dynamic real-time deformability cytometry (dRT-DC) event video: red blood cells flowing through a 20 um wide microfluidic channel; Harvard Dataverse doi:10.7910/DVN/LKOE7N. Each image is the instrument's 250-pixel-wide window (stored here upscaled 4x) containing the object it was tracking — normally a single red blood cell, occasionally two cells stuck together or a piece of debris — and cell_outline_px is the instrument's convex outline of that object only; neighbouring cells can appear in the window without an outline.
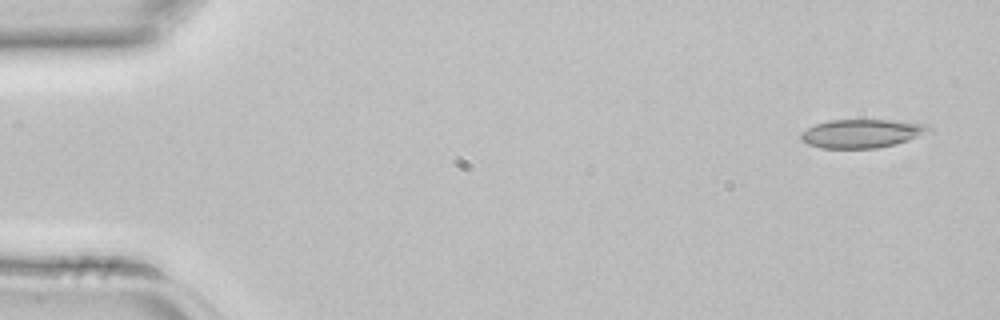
{"species": "common noctule bat (a hibernating species)", "species_latin": "Nyctalus noctula", "temperature_condition": "room temperature", "stored_images_in_passage": 5, "camera_frame_rate_fps": 3000, "um_per_image_px": 0.085, "animal": {"sex": "female", "body_mass_g": 22.7, "forearm_length_mm": 54.2}, "frame": {"image": 1, "passage_image": 1, "time_ms": 0.0, "image_size_px": [1000, 320], "cell_outline_px": [[932, 132], [896, 144], [876, 148], [820, 148], [808, 144], [800, 140], [800, 132], [816, 124], [828, 120], [904, 120], [928, 124], [932, 128]], "centroid_in_image_um": [73.31, 11.33], "position_along_channel_um": 11.7, "area_um2": 21.68}}
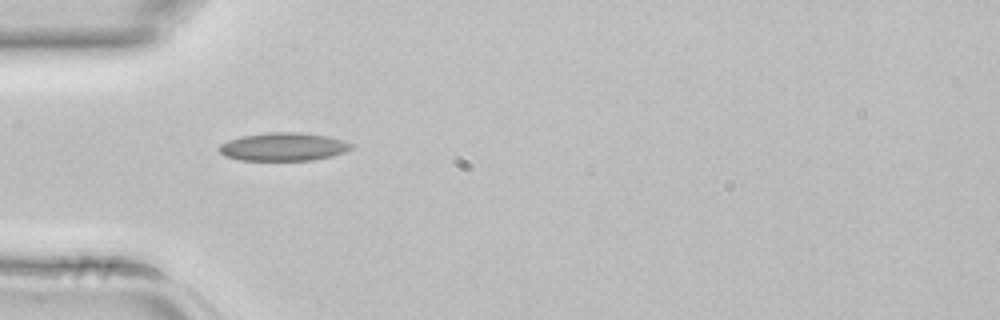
{"frame": {"image": 2, "passage_image": 4, "time_ms": 1.0, "image_size_px": [1000, 320], "cell_outline_px": [[352, 148], [344, 152], [332, 156], [312, 160], [240, 160], [224, 156], [216, 148], [220, 144], [228, 140], [240, 136], [268, 132], [300, 132], [328, 136], [352, 144]], "centroid_in_image_um": [24.03, 12.47], "position_along_channel_um": 61.0, "area_um2": 21.73}}